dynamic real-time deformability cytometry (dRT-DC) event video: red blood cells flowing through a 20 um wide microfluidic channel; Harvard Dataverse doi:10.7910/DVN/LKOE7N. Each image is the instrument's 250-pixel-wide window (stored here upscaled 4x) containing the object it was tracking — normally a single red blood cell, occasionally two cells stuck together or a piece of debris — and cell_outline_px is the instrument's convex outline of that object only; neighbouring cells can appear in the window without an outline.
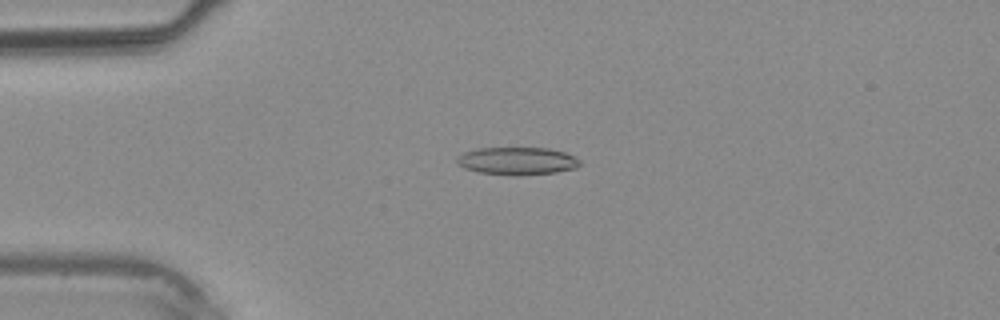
{"species": "common noctule bat (a hibernating species)", "species_latin": "Nyctalus noctula", "temperature_condition": "warm", "stored_images_in_passage": 31, "camera_frame_rate_fps": 3000, "um_per_image_px": 0.085, "animal": {"sex": "male", "body_mass_g": 20.4}, "frame": {"image": 1, "passage_image": 2, "time_ms": 0.333, "image_size_px": [1000, 320], "cell_outline_px": [[580, 164], [576, 168], [556, 172], [516, 176], [480, 172], [464, 168], [456, 164], [456, 160], [464, 152], [476, 148], [548, 148], [564, 152], [580, 160]], "centroid_in_image_um": [43.95, 13.68], "position_along_channel_um": 41.1, "area_um2": 19.77}}
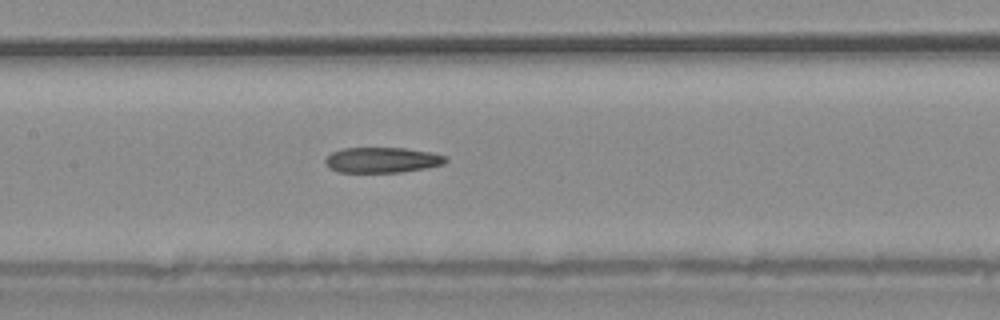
{"frame": {"image": 2, "passage_image": 11, "time_ms": 3.333, "image_size_px": [1000, 320], "cell_outline_px": [[448, 160], [444, 164], [428, 168], [404, 172], [336, 172], [328, 168], [324, 164], [324, 160], [332, 152], [344, 148], [404, 148], [432, 152], [448, 156]], "centroid_in_image_um": [32.51, 13.61], "position_along_channel_um": 174.9, "area_um2": 18.15}}
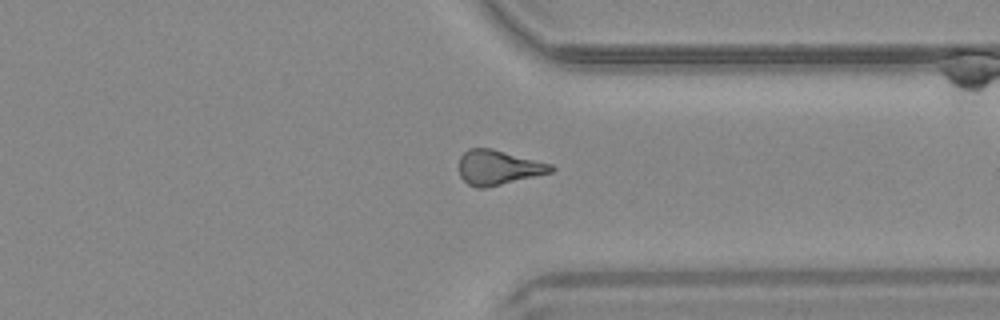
{"frame": {"image": 3, "passage_image": 22, "time_ms": 7.0, "image_size_px": [1000, 320], "cell_outline_px": [[556, 168], [552, 172], [484, 188], [476, 188], [468, 184], [460, 176], [460, 156], [468, 148], [492, 148], [552, 164]], "centroid_in_image_um": [42.35, 14.22], "position_along_channel_um": 369.0, "area_um2": 18.5}}